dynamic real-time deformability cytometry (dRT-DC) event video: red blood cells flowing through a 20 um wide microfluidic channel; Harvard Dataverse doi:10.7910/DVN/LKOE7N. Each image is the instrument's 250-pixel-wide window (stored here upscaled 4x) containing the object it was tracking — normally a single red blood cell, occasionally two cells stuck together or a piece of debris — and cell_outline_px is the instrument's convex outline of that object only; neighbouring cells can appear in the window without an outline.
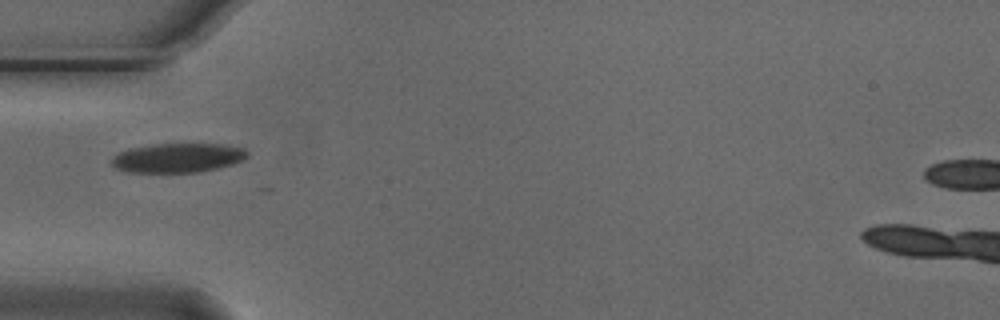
{"species": "Egyptian fruit bat (a non-hibernating species)", "species_latin": "Rousettus aegyptiacus", "temperature_condition": "cold", "stored_images_in_passage": 2, "camera_frame_rate_fps": 3000, "um_per_image_px": 0.085, "animal": {"sex": "male"}, "frame": {"image": 1, "passage_image": 1, "time_ms": 0.0, "image_size_px": [1000, 320], "cell_outline_px": [[248, 156], [232, 164], [200, 172], [128, 172], [112, 168], [108, 164], [112, 156], [128, 148], [156, 144], [224, 144], [244, 148], [248, 152]], "centroid_in_image_um": [15.03, 13.42], "position_along_channel_um": 70.0, "area_um2": 23.35}}